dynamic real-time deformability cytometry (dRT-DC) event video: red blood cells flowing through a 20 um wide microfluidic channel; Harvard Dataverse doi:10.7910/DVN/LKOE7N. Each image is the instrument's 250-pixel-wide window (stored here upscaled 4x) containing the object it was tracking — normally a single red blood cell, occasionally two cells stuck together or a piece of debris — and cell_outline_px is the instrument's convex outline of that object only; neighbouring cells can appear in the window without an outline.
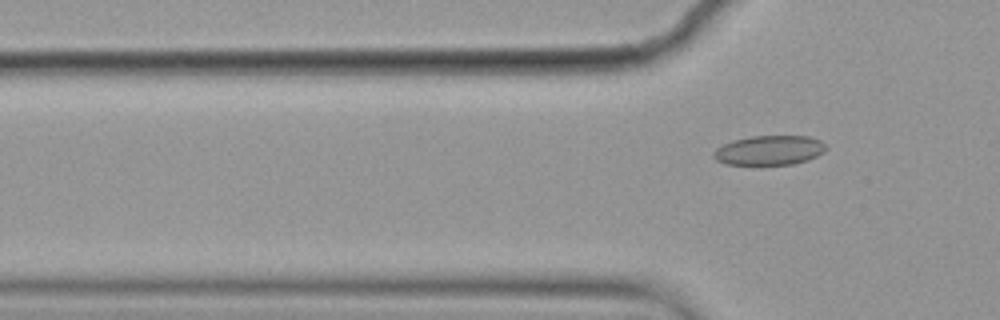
{"species": "common noctule bat (a hibernating species)", "species_latin": "Nyctalus noctula", "temperature_condition": "cold", "stored_images_in_passage": 5, "camera_frame_rate_fps": 3000, "um_per_image_px": 0.085, "animal": {"sex": "female", "body_mass_g": 19.9}, "frame": {"image": 1, "passage_image": 5, "time_ms": 1.333, "image_size_px": [1000, 320], "cell_outline_px": [[828, 148], [824, 152], [808, 160], [792, 164], [760, 168], [724, 164], [716, 160], [712, 156], [712, 152], [716, 148], [732, 140], [752, 136], [808, 136], [820, 140]], "centroid_in_image_um": [65.34, 12.83], "position_along_channel_um": 60.5, "area_um2": 20.35}}